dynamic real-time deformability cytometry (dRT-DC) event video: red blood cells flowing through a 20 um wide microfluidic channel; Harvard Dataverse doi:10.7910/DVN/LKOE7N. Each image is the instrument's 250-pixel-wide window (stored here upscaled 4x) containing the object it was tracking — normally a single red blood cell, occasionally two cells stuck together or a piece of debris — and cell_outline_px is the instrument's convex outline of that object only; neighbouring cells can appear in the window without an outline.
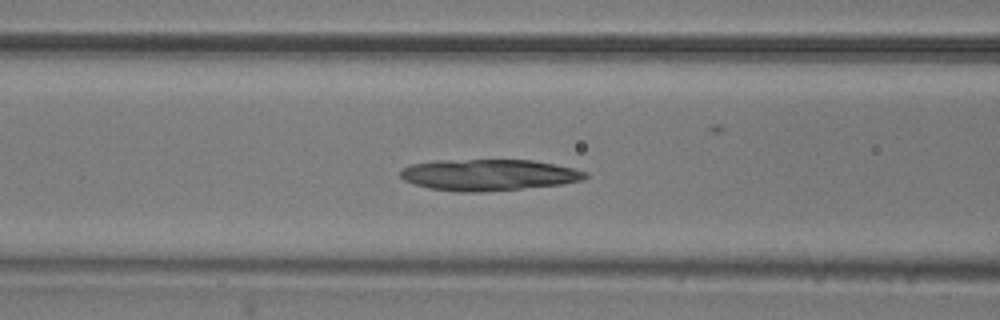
{"species": "common noctule bat (a hibernating species)", "species_latin": "Nyctalus noctula", "temperature_condition": "room temperature", "stored_images_in_passage": 40, "camera_frame_rate_fps": 3000, "um_per_image_px": 0.085, "animal": {"sex": "male", "body_mass_g": 20.5, "forearm_length_mm": 52.5}, "frame": {"image": 1, "passage_image": 7, "time_ms": 2.0, "image_size_px": [1000, 320], "cell_outline_px": [[588, 176], [580, 180], [560, 184], [480, 192], [460, 192], [428, 188], [404, 180], [400, 176], [400, 172], [404, 168], [412, 164], [436, 160], [532, 160], [572, 168], [588, 172]], "centroid_in_image_um": [41.5, 14.86], "position_along_channel_um": 125.1, "area_um2": 33.35}}
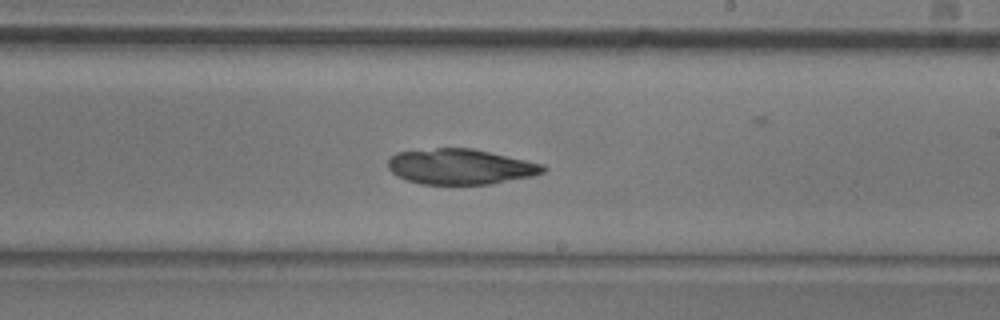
{"frame": {"image": 2, "passage_image": 17, "time_ms": 5.333, "image_size_px": [1000, 320], "cell_outline_px": [[548, 168], [544, 172], [532, 176], [492, 184], [420, 184], [396, 176], [388, 168], [388, 160], [396, 152], [436, 148], [472, 148], [544, 164]], "centroid_in_image_um": [39.14, 14.17], "position_along_channel_um": 249.9, "area_um2": 32.08}}
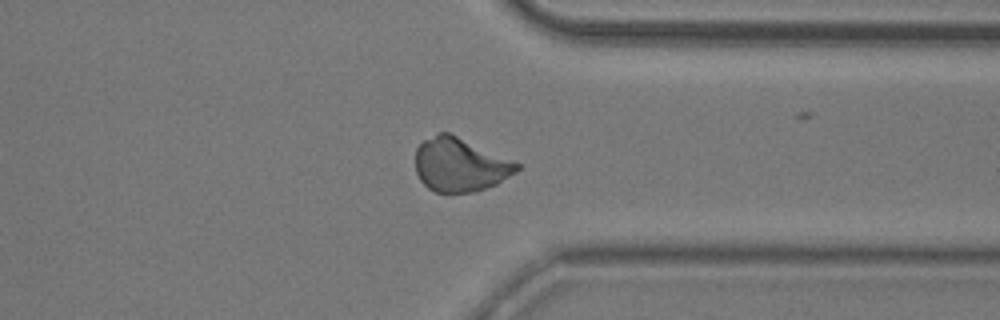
{"frame": {"image": 3, "passage_image": 27, "time_ms": 8.667, "image_size_px": [1000, 320], "cell_outline_px": [[520, 168], [516, 172], [496, 184], [476, 192], [448, 196], [436, 192], [428, 188], [420, 180], [416, 172], [416, 148], [424, 140], [440, 132], [448, 132], [520, 164]], "centroid_in_image_um": [39.07, 14.06], "position_along_channel_um": 372.3, "area_um2": 31.91}}